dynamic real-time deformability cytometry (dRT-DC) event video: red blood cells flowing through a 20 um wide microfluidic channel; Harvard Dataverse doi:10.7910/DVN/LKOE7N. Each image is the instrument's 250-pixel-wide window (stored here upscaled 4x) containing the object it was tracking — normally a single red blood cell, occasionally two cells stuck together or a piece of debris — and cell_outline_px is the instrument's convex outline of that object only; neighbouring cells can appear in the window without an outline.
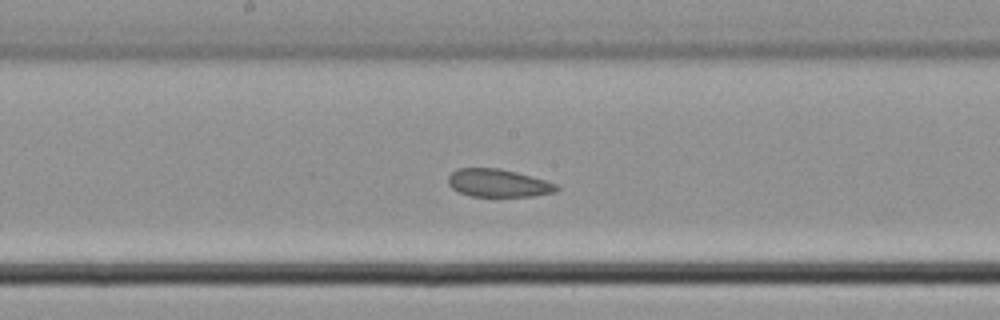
{"species": "common noctule bat (a hibernating species)", "species_latin": "Nyctalus noctula", "temperature_condition": "cold", "stored_images_in_passage": 6, "camera_frame_rate_fps": 3000, "um_per_image_px": 0.085, "animal": {"sex": "male", "body_mass_g": 21.5, "forearm_length_mm": 52.0}, "frame": {"image": 1, "passage_image": 6, "time_ms": 1.667, "image_size_px": [1000, 320], "cell_outline_px": [[560, 188], [556, 192], [532, 196], [472, 196], [460, 192], [452, 188], [448, 184], [448, 176], [456, 168], [500, 168], [516, 172], [544, 180], [556, 184]], "centroid_in_image_um": [42.33, 15.55], "position_along_channel_um": 205.9, "area_um2": 17.51}}